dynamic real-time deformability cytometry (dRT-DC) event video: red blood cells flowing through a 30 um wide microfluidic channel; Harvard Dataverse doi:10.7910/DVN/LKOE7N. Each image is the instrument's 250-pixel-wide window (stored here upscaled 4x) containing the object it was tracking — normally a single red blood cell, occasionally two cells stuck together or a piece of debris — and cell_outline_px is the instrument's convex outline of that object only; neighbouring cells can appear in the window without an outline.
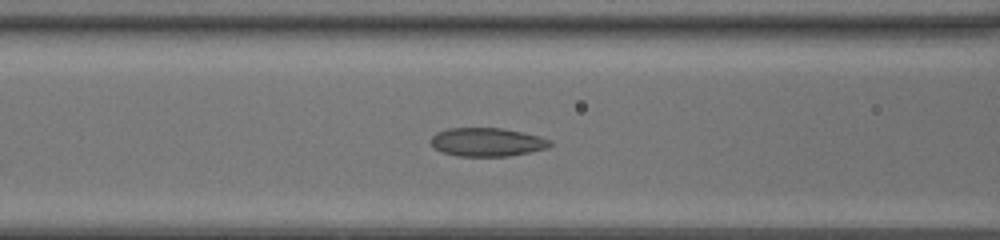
{"species": "common noctule bat (a hibernating species)", "species_latin": "Nyctalus noctula", "temperature_condition": "room temperature", "stored_images_in_passage": 34, "camera_frame_rate_fps": 3000, "um_per_image_px": 0.085, "animal": {"sex": "female", "body_mass_g": 20.0, "forearm_length_mm": 54.0}, "frame": {"image": 1, "passage_image": 9, "time_ms": 2.667, "image_size_px": [1000, 240], "cell_outline_px": [[552, 144], [548, 148], [508, 156], [460, 156], [444, 152], [436, 148], [432, 144], [432, 136], [436, 132], [448, 128], [504, 128], [524, 132], [540, 136], [552, 140]], "centroid_in_image_um": [41.45, 12.06], "position_along_channel_um": 125.1, "area_um2": 19.77}}
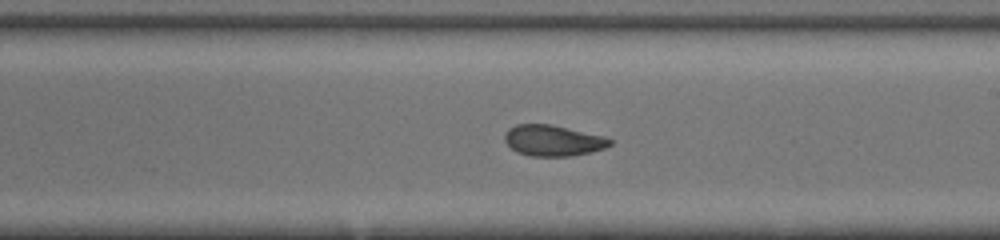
{"frame": {"image": 2, "passage_image": 17, "time_ms": 5.333, "image_size_px": [1000, 240], "cell_outline_px": [[612, 144], [604, 148], [572, 156], [532, 156], [516, 152], [504, 140], [504, 132], [508, 128], [516, 124], [552, 124], [604, 136], [612, 140]], "centroid_in_image_um": [46.98, 11.93], "position_along_channel_um": 242.0, "area_um2": 19.02}}
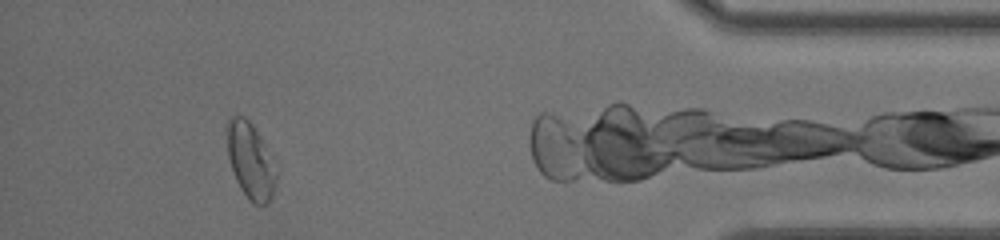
{"frame": {"image": 3, "passage_image": 32, "time_ms": 10.333, "image_size_px": [1000, 240], "cell_outline_px": [[280, 164], [272, 196], [268, 204], [252, 204], [240, 188], [236, 180], [228, 156], [228, 116], [244, 116], [252, 124], [276, 156]], "centroid_in_image_um": [21.39, 13.67], "position_along_channel_um": 413.8, "area_um2": 22.54}}